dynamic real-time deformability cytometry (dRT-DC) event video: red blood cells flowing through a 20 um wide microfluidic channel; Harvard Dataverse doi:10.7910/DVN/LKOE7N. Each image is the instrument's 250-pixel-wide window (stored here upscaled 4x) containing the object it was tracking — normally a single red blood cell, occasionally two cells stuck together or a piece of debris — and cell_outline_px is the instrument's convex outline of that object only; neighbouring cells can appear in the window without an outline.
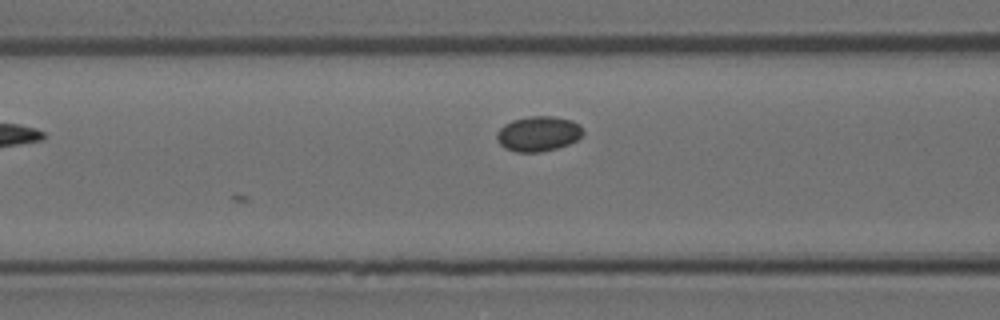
{"species": "Egyptian fruit bat (a non-hibernating species)", "species_latin": "Rousettus aegyptiacus", "temperature_condition": "room temperature", "stored_images_in_passage": 5, "camera_frame_rate_fps": 3000, "um_per_image_px": 0.085, "animal": {"sex": "female"}, "frame": {"image": 1, "passage_image": 5, "time_ms": 1.333, "image_size_px": [1000, 320], "cell_outline_px": [[584, 136], [568, 144], [556, 148], [540, 152], [516, 152], [504, 148], [496, 140], [496, 132], [504, 124], [512, 120], [528, 116], [552, 116], [572, 120], [580, 124], [584, 128]], "centroid_in_image_um": [45.76, 11.36], "position_along_channel_um": 120.8, "area_um2": 17.92}}